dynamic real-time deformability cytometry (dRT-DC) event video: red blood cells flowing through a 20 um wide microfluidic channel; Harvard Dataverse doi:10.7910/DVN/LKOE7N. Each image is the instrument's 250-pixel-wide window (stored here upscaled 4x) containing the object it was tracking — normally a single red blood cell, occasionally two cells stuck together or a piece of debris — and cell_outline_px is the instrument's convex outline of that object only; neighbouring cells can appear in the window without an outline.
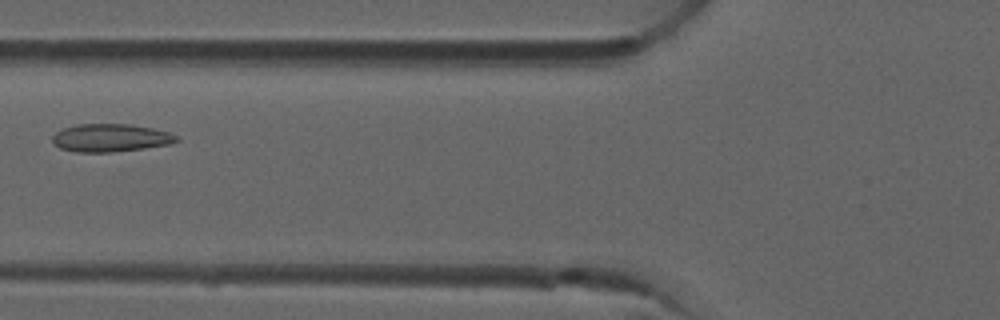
{"species": "common noctule bat (a hibernating species)", "species_latin": "Nyctalus noctula", "temperature_condition": "room temperature", "stored_images_in_passage": 3, "camera_frame_rate_fps": 3000, "um_per_image_px": 0.085, "animal": {"sex": "male", "forearm_length_mm": 52.5}, "frame": {"image": 1, "passage_image": 3, "time_ms": 0.667, "image_size_px": [1000, 320], "cell_outline_px": [[180, 140], [168, 144], [144, 148], [108, 152], [76, 152], [60, 148], [52, 140], [52, 136], [56, 132], [64, 128], [76, 124], [128, 124], [152, 128], [168, 132], [176, 136]], "centroid_in_image_um": [9.37, 11.71], "position_along_channel_um": 116.4, "area_um2": 19.94}}